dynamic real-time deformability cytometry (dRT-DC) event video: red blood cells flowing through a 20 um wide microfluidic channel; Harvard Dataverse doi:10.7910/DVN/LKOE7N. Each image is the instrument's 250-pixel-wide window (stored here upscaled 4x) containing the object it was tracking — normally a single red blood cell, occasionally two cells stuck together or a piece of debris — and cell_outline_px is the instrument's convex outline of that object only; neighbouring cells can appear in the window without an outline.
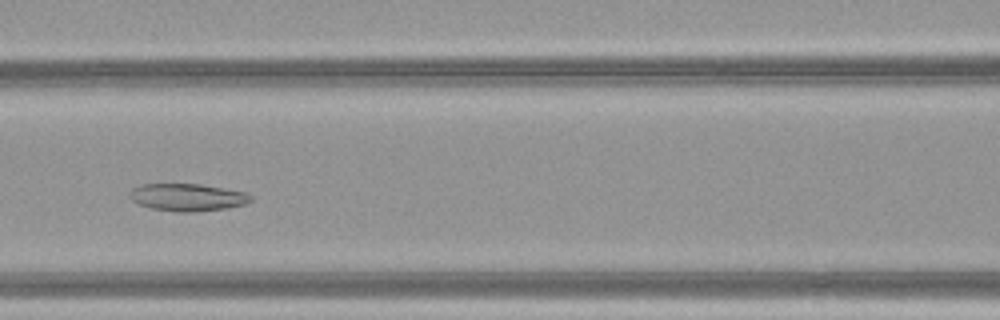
{"species": "common noctule bat (a hibernating species)", "species_latin": "Nyctalus noctula", "temperature_condition": "warm", "stored_images_in_passage": 39, "camera_frame_rate_fps": 3000, "um_per_image_px": 0.085, "animal": {"sex": "female", "body_mass_g": 21.9}, "frame": {"image": 1, "passage_image": 18, "time_ms": 5.667, "image_size_px": [1000, 320], "cell_outline_px": [[252, 200], [244, 204], [224, 208], [192, 212], [176, 212], [152, 208], [140, 204], [132, 200], [128, 196], [128, 192], [132, 188], [140, 184], [200, 184], [244, 192], [252, 196]], "centroid_in_image_um": [15.88, 16.76], "position_along_channel_um": 150.7, "area_um2": 19.19}}
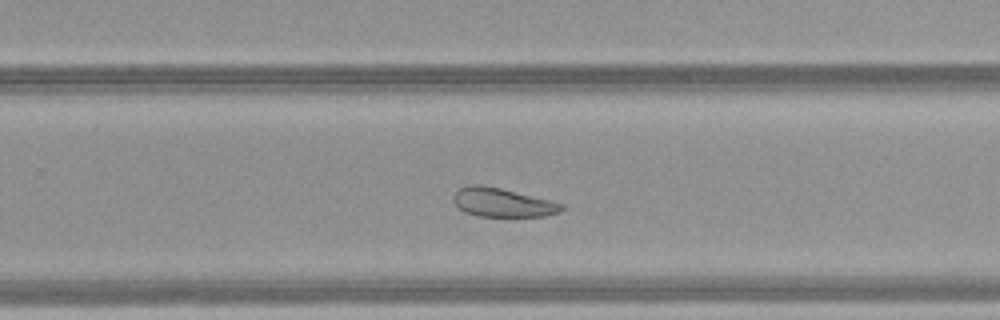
{"frame": {"image": 2, "passage_image": 28, "time_ms": 9.0, "image_size_px": [1000, 320], "cell_outline_px": [[564, 208], [560, 212], [544, 216], [476, 216], [464, 212], [452, 200], [452, 196], [460, 188], [468, 184], [480, 184], [500, 188], [564, 204]], "centroid_in_image_um": [42.67, 17.21], "position_along_channel_um": 287.1, "area_um2": 18.03}}
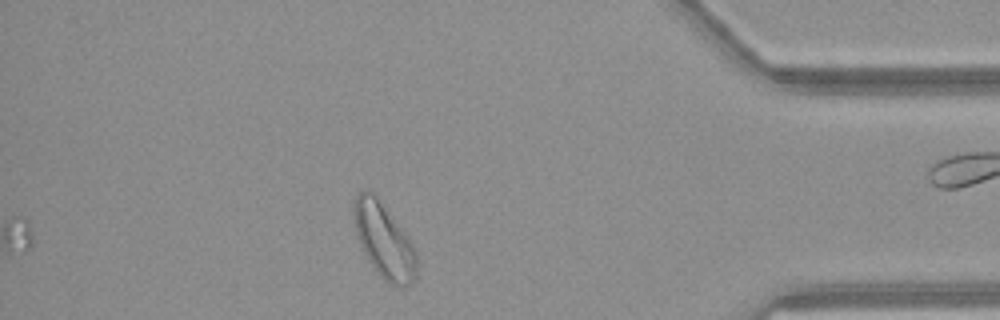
{"frame": {"image": 3, "passage_image": 39, "time_ms": 12.667, "image_size_px": [1000, 320], "cell_outline_px": [[416, 280], [412, 284], [404, 288], [388, 284], [376, 272], [368, 260], [360, 244], [356, 232], [352, 216], [352, 212], [356, 196], [360, 192], [376, 192], [408, 236], [416, 252]], "centroid_in_image_um": [32.65, 20.46], "position_along_channel_um": 402.6, "area_um2": 27.86}, "authors_computed_cell_mechanics": {"area_um2": 20.4034, "velocity_mm_per_s": 4.1058, "shape_relaxation_time_tau1_ms": null, "shape_relaxation_time_tau2_ms": 5.564, "deformation_change_tau1": null, "deformation_change_tau2": 0.1383}}